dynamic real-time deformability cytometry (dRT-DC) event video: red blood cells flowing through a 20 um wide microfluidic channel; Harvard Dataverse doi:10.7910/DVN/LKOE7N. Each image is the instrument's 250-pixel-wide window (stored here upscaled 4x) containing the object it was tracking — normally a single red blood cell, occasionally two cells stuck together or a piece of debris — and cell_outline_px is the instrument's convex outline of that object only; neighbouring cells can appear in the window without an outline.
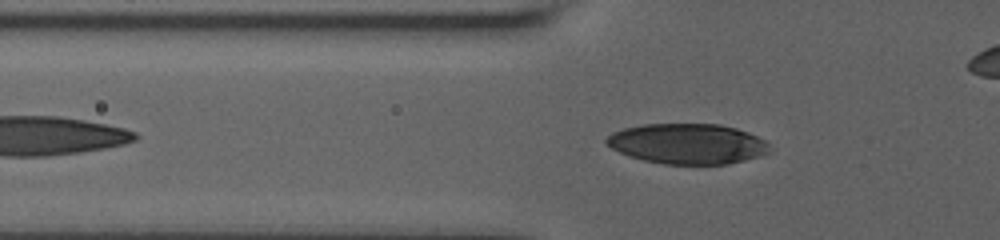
{"species": "human", "species_latin": "Homo sapiens", "temperature_condition": "room temperature", "stored_images_in_passage": 40, "camera_frame_rate_fps": 3000, "um_per_image_px": 0.085, "donor": {"sex": "male"}, "frame": {"image": 1, "passage_image": 7, "time_ms": 2.0, "image_size_px": [1000, 240], "cell_outline_px": [[768, 152], [760, 156], [728, 164], [664, 164], [644, 160], [628, 156], [612, 148], [604, 140], [612, 132], [624, 128], [644, 124], [720, 124], [736, 128], [748, 132], [764, 140], [768, 144]], "centroid_in_image_um": [58.42, 12.22], "position_along_channel_um": 67.4, "area_um2": 38.21}}
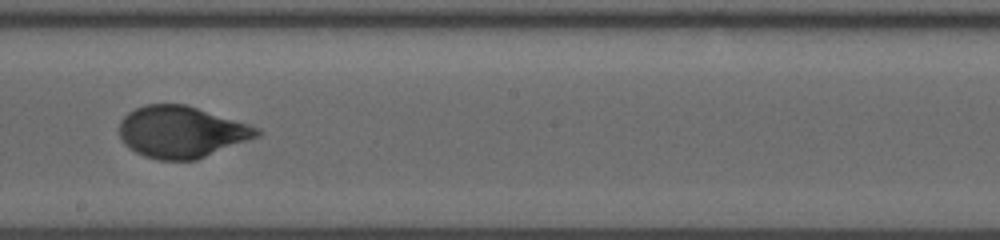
{"frame": {"image": 2, "passage_image": 21, "time_ms": 6.667, "image_size_px": [1000, 240], "cell_outline_px": [[260, 136], [196, 160], [160, 160], [144, 156], [128, 148], [124, 144], [120, 136], [120, 120], [128, 112], [144, 104], [184, 104], [248, 124], [260, 128]], "centroid_in_image_um": [15.4, 11.22], "position_along_channel_um": 232.8, "area_um2": 41.27}}
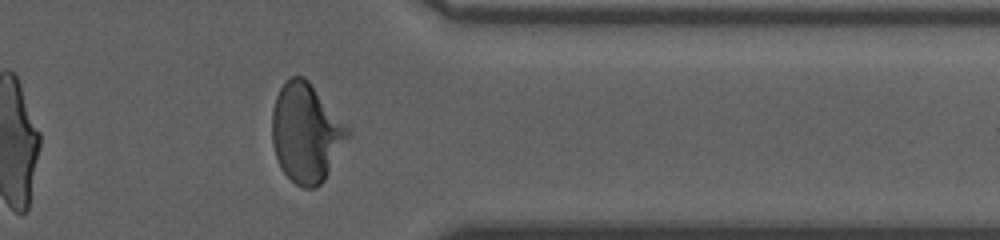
{"frame": {"image": 3, "passage_image": 34, "time_ms": 11.0, "image_size_px": [1000, 240], "cell_outline_px": [[352, 136], [324, 180], [316, 188], [304, 188], [296, 184], [280, 168], [276, 156], [272, 140], [272, 112], [276, 96], [280, 88], [292, 76], [304, 76], [308, 80], [352, 132]], "centroid_in_image_um": [26.04, 11.31], "position_along_channel_um": 385.4, "area_um2": 43.64}}